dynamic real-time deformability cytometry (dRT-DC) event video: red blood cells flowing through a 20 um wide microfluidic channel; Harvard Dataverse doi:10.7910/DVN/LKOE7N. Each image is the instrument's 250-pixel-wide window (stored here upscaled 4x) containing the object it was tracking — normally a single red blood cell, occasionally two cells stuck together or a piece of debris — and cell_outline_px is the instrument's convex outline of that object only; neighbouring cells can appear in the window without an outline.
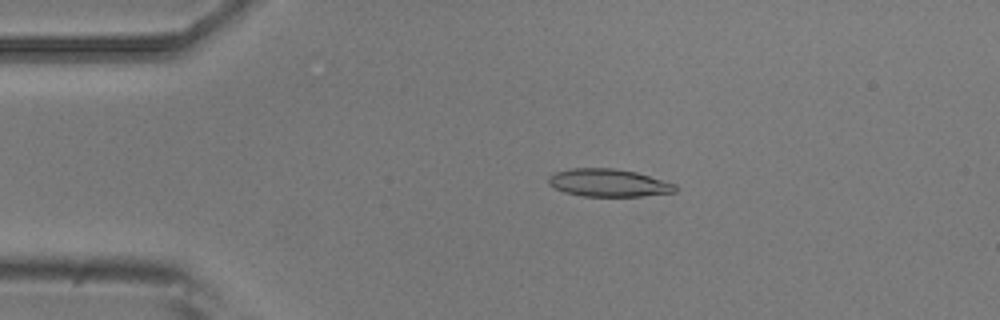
{"species": "common noctule bat (a hibernating species)", "species_latin": "Nyctalus noctula", "temperature_condition": "room temperature", "stored_images_in_passage": 7, "camera_frame_rate_fps": 3000, "um_per_image_px": 0.085, "animal": {"sex": "male", "body_mass_g": 20.5, "forearm_length_mm": 52.5}, "frame": {"image": 1, "passage_image": 4, "time_ms": 1.0, "image_size_px": [1000, 320], "cell_outline_px": [[676, 192], [640, 196], [584, 196], [564, 192], [548, 184], [548, 176], [556, 172], [572, 168], [616, 168], [636, 172], [676, 184]], "centroid_in_image_um": [51.72, 15.53], "position_along_channel_um": 33.3, "area_um2": 20.4}}
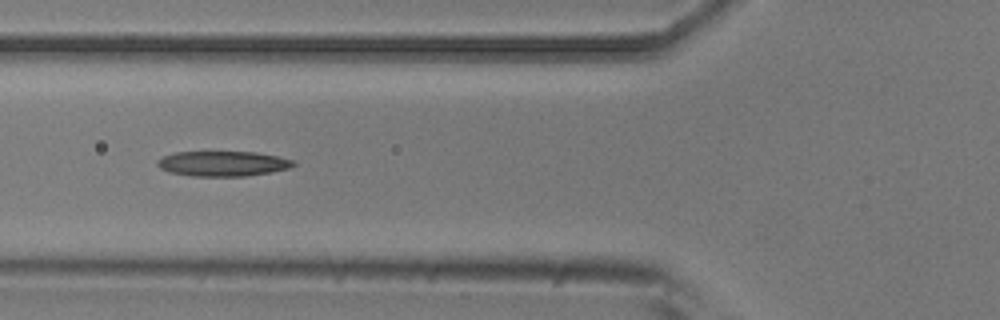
{"frame": {"image": 2, "passage_image": 6, "time_ms": 1.667, "image_size_px": [1000, 320], "cell_outline_px": [[296, 164], [288, 168], [272, 172], [244, 176], [192, 176], [168, 172], [160, 168], [156, 164], [156, 160], [164, 156], [176, 152], [256, 152], [276, 156], [292, 160]], "centroid_in_image_um": [18.9, 13.91], "position_along_channel_um": 106.9, "area_um2": 19.83}}
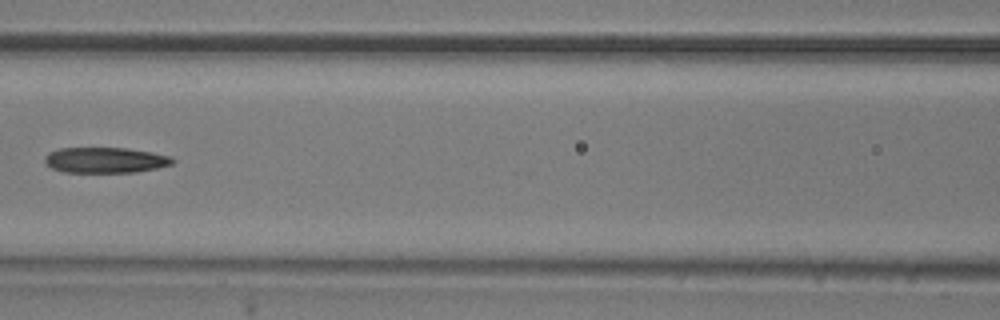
{"frame": {"image": 3, "passage_image": 7, "time_ms": 2.0, "image_size_px": [1000, 320], "cell_outline_px": [[176, 160], [172, 164], [156, 168], [136, 172], [64, 172], [52, 168], [44, 164], [44, 156], [48, 152], [60, 148], [128, 148], [152, 152], [172, 156]], "centroid_in_image_um": [8.94, 13.6], "position_along_channel_um": 157.7, "area_um2": 19.25}}